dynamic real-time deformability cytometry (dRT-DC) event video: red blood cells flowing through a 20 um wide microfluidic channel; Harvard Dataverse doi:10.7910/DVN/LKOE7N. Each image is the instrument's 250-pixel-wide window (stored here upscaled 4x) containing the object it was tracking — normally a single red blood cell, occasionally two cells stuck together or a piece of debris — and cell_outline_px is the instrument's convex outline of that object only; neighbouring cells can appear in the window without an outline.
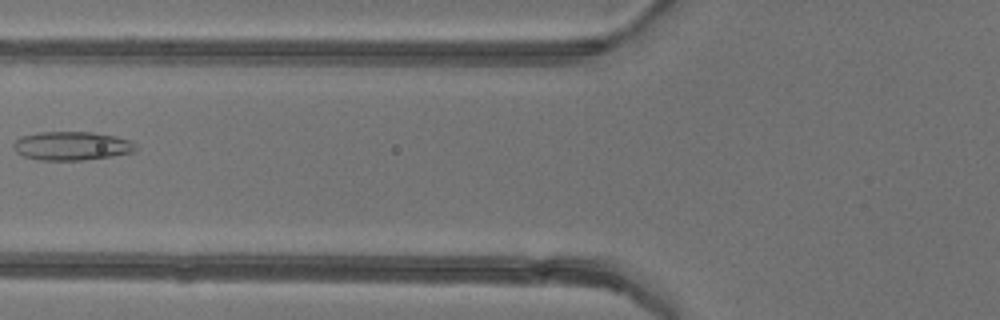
{"species": "common noctule bat (a hibernating species)", "species_latin": "Nyctalus noctula", "temperature_condition": "warm", "stored_images_in_passage": 4, "camera_frame_rate_fps": 3000, "um_per_image_px": 0.085, "animal": {"sex": "female"}, "frame": {"image": 1, "passage_image": 4, "time_ms": 4.667, "image_size_px": [1000, 320], "cell_outline_px": [[136, 148], [132, 152], [112, 156], [84, 160], [36, 160], [24, 156], [16, 152], [12, 148], [12, 144], [20, 136], [40, 132], [92, 132], [116, 136], [132, 140], [136, 144]], "centroid_in_image_um": [6.08, 12.4], "position_along_channel_um": 119.7, "area_um2": 20.63}}